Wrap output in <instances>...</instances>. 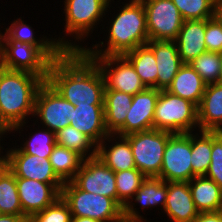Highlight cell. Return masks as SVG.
Instances as JSON below:
<instances>
[{"mask_svg": "<svg viewBox=\"0 0 222 222\" xmlns=\"http://www.w3.org/2000/svg\"><path fill=\"white\" fill-rule=\"evenodd\" d=\"M47 82L73 105L104 104L102 73L83 51H64L52 61Z\"/></svg>", "mask_w": 222, "mask_h": 222, "instance_id": "obj_1", "label": "cell"}, {"mask_svg": "<svg viewBox=\"0 0 222 222\" xmlns=\"http://www.w3.org/2000/svg\"><path fill=\"white\" fill-rule=\"evenodd\" d=\"M44 82L35 74L5 69L0 77V126L21 133L27 117L34 116L36 95Z\"/></svg>", "mask_w": 222, "mask_h": 222, "instance_id": "obj_2", "label": "cell"}, {"mask_svg": "<svg viewBox=\"0 0 222 222\" xmlns=\"http://www.w3.org/2000/svg\"><path fill=\"white\" fill-rule=\"evenodd\" d=\"M117 15L112 17L104 42L93 44L91 48L84 47L82 50L87 56H111L124 55L138 46L145 45L149 41L146 12L141 0H130L123 3ZM104 49H102L101 47Z\"/></svg>", "mask_w": 222, "mask_h": 222, "instance_id": "obj_3", "label": "cell"}, {"mask_svg": "<svg viewBox=\"0 0 222 222\" xmlns=\"http://www.w3.org/2000/svg\"><path fill=\"white\" fill-rule=\"evenodd\" d=\"M61 197L69 205L72 217H89L101 222H124L123 209L112 198L85 192L72 181L64 182Z\"/></svg>", "mask_w": 222, "mask_h": 222, "instance_id": "obj_4", "label": "cell"}, {"mask_svg": "<svg viewBox=\"0 0 222 222\" xmlns=\"http://www.w3.org/2000/svg\"><path fill=\"white\" fill-rule=\"evenodd\" d=\"M153 126L172 133H189L197 127L199 130L197 106L167 90H160Z\"/></svg>", "mask_w": 222, "mask_h": 222, "instance_id": "obj_5", "label": "cell"}, {"mask_svg": "<svg viewBox=\"0 0 222 222\" xmlns=\"http://www.w3.org/2000/svg\"><path fill=\"white\" fill-rule=\"evenodd\" d=\"M174 133L152 129L125 136L130 143L136 168L146 177H158L168 139Z\"/></svg>", "mask_w": 222, "mask_h": 222, "instance_id": "obj_6", "label": "cell"}, {"mask_svg": "<svg viewBox=\"0 0 222 222\" xmlns=\"http://www.w3.org/2000/svg\"><path fill=\"white\" fill-rule=\"evenodd\" d=\"M111 0H65V34L64 36H74L75 41H84L89 33L93 32L94 27L103 18L108 8L110 9ZM98 22V23H97ZM91 31V32H90Z\"/></svg>", "mask_w": 222, "mask_h": 222, "instance_id": "obj_7", "label": "cell"}, {"mask_svg": "<svg viewBox=\"0 0 222 222\" xmlns=\"http://www.w3.org/2000/svg\"><path fill=\"white\" fill-rule=\"evenodd\" d=\"M0 54L6 69L29 72L47 81L52 61L38 47L17 40H0Z\"/></svg>", "mask_w": 222, "mask_h": 222, "instance_id": "obj_8", "label": "cell"}, {"mask_svg": "<svg viewBox=\"0 0 222 222\" xmlns=\"http://www.w3.org/2000/svg\"><path fill=\"white\" fill-rule=\"evenodd\" d=\"M100 69L105 90L135 95L147 87L141 81L131 62L124 55L88 56Z\"/></svg>", "mask_w": 222, "mask_h": 222, "instance_id": "obj_9", "label": "cell"}, {"mask_svg": "<svg viewBox=\"0 0 222 222\" xmlns=\"http://www.w3.org/2000/svg\"><path fill=\"white\" fill-rule=\"evenodd\" d=\"M191 155V132L174 133L165 146L158 178L165 182H189L193 178Z\"/></svg>", "mask_w": 222, "mask_h": 222, "instance_id": "obj_10", "label": "cell"}, {"mask_svg": "<svg viewBox=\"0 0 222 222\" xmlns=\"http://www.w3.org/2000/svg\"><path fill=\"white\" fill-rule=\"evenodd\" d=\"M145 12L149 40L174 41L183 18L172 0H141Z\"/></svg>", "mask_w": 222, "mask_h": 222, "instance_id": "obj_11", "label": "cell"}, {"mask_svg": "<svg viewBox=\"0 0 222 222\" xmlns=\"http://www.w3.org/2000/svg\"><path fill=\"white\" fill-rule=\"evenodd\" d=\"M72 103L64 99L47 81L39 88L34 116L41 119V125L50 131L57 132L70 125Z\"/></svg>", "mask_w": 222, "mask_h": 222, "instance_id": "obj_12", "label": "cell"}, {"mask_svg": "<svg viewBox=\"0 0 222 222\" xmlns=\"http://www.w3.org/2000/svg\"><path fill=\"white\" fill-rule=\"evenodd\" d=\"M17 148H10L7 152V167L15 177L37 180L51 184L60 194L64 182L56 175L49 158L30 155Z\"/></svg>", "mask_w": 222, "mask_h": 222, "instance_id": "obj_13", "label": "cell"}, {"mask_svg": "<svg viewBox=\"0 0 222 222\" xmlns=\"http://www.w3.org/2000/svg\"><path fill=\"white\" fill-rule=\"evenodd\" d=\"M79 189L112 198L117 203L115 172L97 156L84 159L71 180Z\"/></svg>", "mask_w": 222, "mask_h": 222, "instance_id": "obj_14", "label": "cell"}, {"mask_svg": "<svg viewBox=\"0 0 222 222\" xmlns=\"http://www.w3.org/2000/svg\"><path fill=\"white\" fill-rule=\"evenodd\" d=\"M34 29L24 21L22 17L14 20L9 27L5 29V33L0 32V40H17L29 43L38 47L51 61H55L64 51H82L84 47L78 43L65 40L62 38H50L46 36L41 39L34 37ZM46 38V39H45ZM57 39V40H56ZM74 43V44H73ZM78 44V45H77Z\"/></svg>", "mask_w": 222, "mask_h": 222, "instance_id": "obj_15", "label": "cell"}, {"mask_svg": "<svg viewBox=\"0 0 222 222\" xmlns=\"http://www.w3.org/2000/svg\"><path fill=\"white\" fill-rule=\"evenodd\" d=\"M160 90L146 88L133 96L131 108L128 110L124 127L117 133L127 136L132 133L154 129L153 119Z\"/></svg>", "mask_w": 222, "mask_h": 222, "instance_id": "obj_16", "label": "cell"}, {"mask_svg": "<svg viewBox=\"0 0 222 222\" xmlns=\"http://www.w3.org/2000/svg\"><path fill=\"white\" fill-rule=\"evenodd\" d=\"M167 199V182L158 177H147L141 187L135 193V196L123 208L124 222H147L138 209L134 208L135 203H140L142 209L154 208L155 206L164 210Z\"/></svg>", "mask_w": 222, "mask_h": 222, "instance_id": "obj_17", "label": "cell"}, {"mask_svg": "<svg viewBox=\"0 0 222 222\" xmlns=\"http://www.w3.org/2000/svg\"><path fill=\"white\" fill-rule=\"evenodd\" d=\"M16 184L23 213L28 218L52 205L61 196L49 183L16 177Z\"/></svg>", "mask_w": 222, "mask_h": 222, "instance_id": "obj_18", "label": "cell"}, {"mask_svg": "<svg viewBox=\"0 0 222 222\" xmlns=\"http://www.w3.org/2000/svg\"><path fill=\"white\" fill-rule=\"evenodd\" d=\"M70 125L98 145L109 133L105 125L104 104H72Z\"/></svg>", "mask_w": 222, "mask_h": 222, "instance_id": "obj_19", "label": "cell"}, {"mask_svg": "<svg viewBox=\"0 0 222 222\" xmlns=\"http://www.w3.org/2000/svg\"><path fill=\"white\" fill-rule=\"evenodd\" d=\"M146 45L153 51L157 64V89L167 90L178 70L183 66L175 41L149 40Z\"/></svg>", "mask_w": 222, "mask_h": 222, "instance_id": "obj_20", "label": "cell"}, {"mask_svg": "<svg viewBox=\"0 0 222 222\" xmlns=\"http://www.w3.org/2000/svg\"><path fill=\"white\" fill-rule=\"evenodd\" d=\"M164 212L172 222H192L197 217L188 182H167Z\"/></svg>", "mask_w": 222, "mask_h": 222, "instance_id": "obj_21", "label": "cell"}, {"mask_svg": "<svg viewBox=\"0 0 222 222\" xmlns=\"http://www.w3.org/2000/svg\"><path fill=\"white\" fill-rule=\"evenodd\" d=\"M112 139L118 141L114 144ZM107 142L112 143L109 145ZM96 156L114 172L136 168L129 140L125 136L109 134L97 145Z\"/></svg>", "mask_w": 222, "mask_h": 222, "instance_id": "obj_22", "label": "cell"}, {"mask_svg": "<svg viewBox=\"0 0 222 222\" xmlns=\"http://www.w3.org/2000/svg\"><path fill=\"white\" fill-rule=\"evenodd\" d=\"M180 59L184 64L190 63L200 54L207 52L205 45V19L184 20L174 40Z\"/></svg>", "mask_w": 222, "mask_h": 222, "instance_id": "obj_23", "label": "cell"}, {"mask_svg": "<svg viewBox=\"0 0 222 222\" xmlns=\"http://www.w3.org/2000/svg\"><path fill=\"white\" fill-rule=\"evenodd\" d=\"M197 110L199 131H217L222 126V82L206 86Z\"/></svg>", "mask_w": 222, "mask_h": 222, "instance_id": "obj_24", "label": "cell"}, {"mask_svg": "<svg viewBox=\"0 0 222 222\" xmlns=\"http://www.w3.org/2000/svg\"><path fill=\"white\" fill-rule=\"evenodd\" d=\"M207 84L189 65L183 64L167 91L199 106Z\"/></svg>", "mask_w": 222, "mask_h": 222, "instance_id": "obj_25", "label": "cell"}, {"mask_svg": "<svg viewBox=\"0 0 222 222\" xmlns=\"http://www.w3.org/2000/svg\"><path fill=\"white\" fill-rule=\"evenodd\" d=\"M193 202L199 212L222 210V189L206 176H196L189 182Z\"/></svg>", "mask_w": 222, "mask_h": 222, "instance_id": "obj_26", "label": "cell"}, {"mask_svg": "<svg viewBox=\"0 0 222 222\" xmlns=\"http://www.w3.org/2000/svg\"><path fill=\"white\" fill-rule=\"evenodd\" d=\"M133 95L115 90L104 91L105 125L109 134H117L123 127Z\"/></svg>", "mask_w": 222, "mask_h": 222, "instance_id": "obj_27", "label": "cell"}, {"mask_svg": "<svg viewBox=\"0 0 222 222\" xmlns=\"http://www.w3.org/2000/svg\"><path fill=\"white\" fill-rule=\"evenodd\" d=\"M147 88L157 89V64L153 51L145 44L124 54Z\"/></svg>", "mask_w": 222, "mask_h": 222, "instance_id": "obj_28", "label": "cell"}, {"mask_svg": "<svg viewBox=\"0 0 222 222\" xmlns=\"http://www.w3.org/2000/svg\"><path fill=\"white\" fill-rule=\"evenodd\" d=\"M49 161L56 175L63 182H68L75 177L84 158L75 151L56 144L49 156Z\"/></svg>", "mask_w": 222, "mask_h": 222, "instance_id": "obj_29", "label": "cell"}, {"mask_svg": "<svg viewBox=\"0 0 222 222\" xmlns=\"http://www.w3.org/2000/svg\"><path fill=\"white\" fill-rule=\"evenodd\" d=\"M55 137L57 145L75 151L84 159L93 158L97 155V145L87 135L71 125L58 130Z\"/></svg>", "mask_w": 222, "mask_h": 222, "instance_id": "obj_30", "label": "cell"}, {"mask_svg": "<svg viewBox=\"0 0 222 222\" xmlns=\"http://www.w3.org/2000/svg\"><path fill=\"white\" fill-rule=\"evenodd\" d=\"M194 135L191 132V165L193 178L196 176H205L211 163L212 152V131H199Z\"/></svg>", "mask_w": 222, "mask_h": 222, "instance_id": "obj_31", "label": "cell"}, {"mask_svg": "<svg viewBox=\"0 0 222 222\" xmlns=\"http://www.w3.org/2000/svg\"><path fill=\"white\" fill-rule=\"evenodd\" d=\"M0 211L2 214L25 215L18 195L16 177L7 166L0 172Z\"/></svg>", "mask_w": 222, "mask_h": 222, "instance_id": "obj_32", "label": "cell"}, {"mask_svg": "<svg viewBox=\"0 0 222 222\" xmlns=\"http://www.w3.org/2000/svg\"><path fill=\"white\" fill-rule=\"evenodd\" d=\"M147 177L137 168L115 172L117 204L123 209Z\"/></svg>", "mask_w": 222, "mask_h": 222, "instance_id": "obj_33", "label": "cell"}, {"mask_svg": "<svg viewBox=\"0 0 222 222\" xmlns=\"http://www.w3.org/2000/svg\"><path fill=\"white\" fill-rule=\"evenodd\" d=\"M208 84L221 82L222 54L218 52H205L188 63Z\"/></svg>", "mask_w": 222, "mask_h": 222, "instance_id": "obj_34", "label": "cell"}, {"mask_svg": "<svg viewBox=\"0 0 222 222\" xmlns=\"http://www.w3.org/2000/svg\"><path fill=\"white\" fill-rule=\"evenodd\" d=\"M183 20H203L215 17L218 0H172Z\"/></svg>", "mask_w": 222, "mask_h": 222, "instance_id": "obj_35", "label": "cell"}, {"mask_svg": "<svg viewBox=\"0 0 222 222\" xmlns=\"http://www.w3.org/2000/svg\"><path fill=\"white\" fill-rule=\"evenodd\" d=\"M22 142L24 144H21L22 146L18 148L21 152L37 155L42 158H49L56 145L55 132L50 131L48 128L46 130L42 129L39 132L35 131L34 135H29L28 140Z\"/></svg>", "mask_w": 222, "mask_h": 222, "instance_id": "obj_36", "label": "cell"}, {"mask_svg": "<svg viewBox=\"0 0 222 222\" xmlns=\"http://www.w3.org/2000/svg\"><path fill=\"white\" fill-rule=\"evenodd\" d=\"M32 222H71L72 214L69 205L60 196L52 205L34 213Z\"/></svg>", "mask_w": 222, "mask_h": 222, "instance_id": "obj_37", "label": "cell"}, {"mask_svg": "<svg viewBox=\"0 0 222 222\" xmlns=\"http://www.w3.org/2000/svg\"><path fill=\"white\" fill-rule=\"evenodd\" d=\"M222 189V133L212 131L211 163L205 174Z\"/></svg>", "mask_w": 222, "mask_h": 222, "instance_id": "obj_38", "label": "cell"}, {"mask_svg": "<svg viewBox=\"0 0 222 222\" xmlns=\"http://www.w3.org/2000/svg\"><path fill=\"white\" fill-rule=\"evenodd\" d=\"M205 45L208 52L222 54V24L216 17L205 19Z\"/></svg>", "mask_w": 222, "mask_h": 222, "instance_id": "obj_39", "label": "cell"}, {"mask_svg": "<svg viewBox=\"0 0 222 222\" xmlns=\"http://www.w3.org/2000/svg\"><path fill=\"white\" fill-rule=\"evenodd\" d=\"M192 222H222V210L216 212H199Z\"/></svg>", "mask_w": 222, "mask_h": 222, "instance_id": "obj_40", "label": "cell"}, {"mask_svg": "<svg viewBox=\"0 0 222 222\" xmlns=\"http://www.w3.org/2000/svg\"><path fill=\"white\" fill-rule=\"evenodd\" d=\"M26 219H29L26 215L2 214L0 216V222H25Z\"/></svg>", "mask_w": 222, "mask_h": 222, "instance_id": "obj_41", "label": "cell"}, {"mask_svg": "<svg viewBox=\"0 0 222 222\" xmlns=\"http://www.w3.org/2000/svg\"><path fill=\"white\" fill-rule=\"evenodd\" d=\"M6 133H9V130H0V138L4 135H8ZM0 139L3 140V139ZM2 150H4V148L1 146V142H0V172L7 166V153L3 154ZM1 153L4 155L1 156Z\"/></svg>", "mask_w": 222, "mask_h": 222, "instance_id": "obj_42", "label": "cell"}, {"mask_svg": "<svg viewBox=\"0 0 222 222\" xmlns=\"http://www.w3.org/2000/svg\"><path fill=\"white\" fill-rule=\"evenodd\" d=\"M71 222H101L89 217H72Z\"/></svg>", "mask_w": 222, "mask_h": 222, "instance_id": "obj_43", "label": "cell"}, {"mask_svg": "<svg viewBox=\"0 0 222 222\" xmlns=\"http://www.w3.org/2000/svg\"><path fill=\"white\" fill-rule=\"evenodd\" d=\"M215 17L222 24V1H218L217 7H216Z\"/></svg>", "mask_w": 222, "mask_h": 222, "instance_id": "obj_44", "label": "cell"}, {"mask_svg": "<svg viewBox=\"0 0 222 222\" xmlns=\"http://www.w3.org/2000/svg\"><path fill=\"white\" fill-rule=\"evenodd\" d=\"M5 69H6V66L3 63V60H2V57H1V54H0V77L3 74V72L5 71Z\"/></svg>", "mask_w": 222, "mask_h": 222, "instance_id": "obj_45", "label": "cell"}, {"mask_svg": "<svg viewBox=\"0 0 222 222\" xmlns=\"http://www.w3.org/2000/svg\"><path fill=\"white\" fill-rule=\"evenodd\" d=\"M0 130H9V129H7V128L3 127V126H0Z\"/></svg>", "mask_w": 222, "mask_h": 222, "instance_id": "obj_46", "label": "cell"}, {"mask_svg": "<svg viewBox=\"0 0 222 222\" xmlns=\"http://www.w3.org/2000/svg\"><path fill=\"white\" fill-rule=\"evenodd\" d=\"M217 131L222 133V126Z\"/></svg>", "mask_w": 222, "mask_h": 222, "instance_id": "obj_47", "label": "cell"}, {"mask_svg": "<svg viewBox=\"0 0 222 222\" xmlns=\"http://www.w3.org/2000/svg\"><path fill=\"white\" fill-rule=\"evenodd\" d=\"M25 222H32L30 219H26Z\"/></svg>", "mask_w": 222, "mask_h": 222, "instance_id": "obj_48", "label": "cell"}]
</instances>
